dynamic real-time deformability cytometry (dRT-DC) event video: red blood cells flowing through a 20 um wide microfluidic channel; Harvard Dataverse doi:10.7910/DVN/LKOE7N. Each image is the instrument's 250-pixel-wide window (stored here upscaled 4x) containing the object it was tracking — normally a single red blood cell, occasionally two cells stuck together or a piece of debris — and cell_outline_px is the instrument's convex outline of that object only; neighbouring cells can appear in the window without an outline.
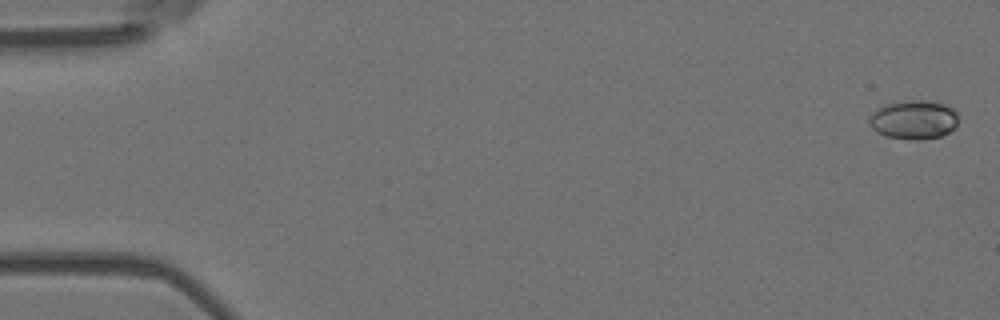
{"species": "Egyptian fruit bat (a non-hibernating species)", "species_latin": "Rousettus aegyptiacus", "temperature_condition": "room temperature", "stored_images_in_passage": 6, "camera_frame_rate_fps": 3000, "um_per_image_px": 0.085, "animal": {"sex": "female"}, "frame": {"image": 1, "passage_image": 1, "time_ms": 0.0, "image_size_px": [1000, 320], "cell_outline_px": [[956, 124], [948, 132], [940, 136], [920, 140], [912, 140], [888, 136], [876, 132], [868, 124], [868, 120], [872, 112], [876, 108], [884, 104], [912, 100], [928, 100], [944, 104], [952, 108], [956, 112]], "centroid_in_image_um": [77.61, 10.17], "position_along_channel_um": 7.4, "area_um2": 20.17}}
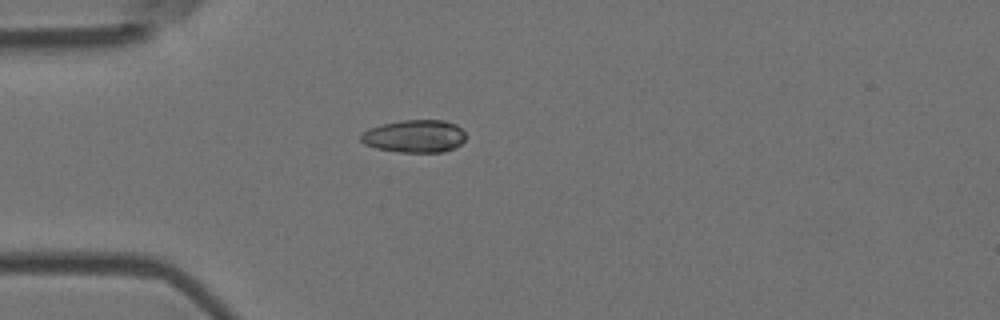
{"frame": {"image": 2, "passage_image": 5, "time_ms": 1.333, "image_size_px": [1000, 320], "cell_outline_px": [[464, 140], [456, 148], [444, 152], [400, 152], [376, 148], [364, 144], [360, 140], [360, 136], [368, 128], [384, 124], [404, 120], [444, 120], [456, 124], [464, 132]], "centroid_in_image_um": [35.25, 11.58], "position_along_channel_um": 49.8, "area_um2": 19.94}}